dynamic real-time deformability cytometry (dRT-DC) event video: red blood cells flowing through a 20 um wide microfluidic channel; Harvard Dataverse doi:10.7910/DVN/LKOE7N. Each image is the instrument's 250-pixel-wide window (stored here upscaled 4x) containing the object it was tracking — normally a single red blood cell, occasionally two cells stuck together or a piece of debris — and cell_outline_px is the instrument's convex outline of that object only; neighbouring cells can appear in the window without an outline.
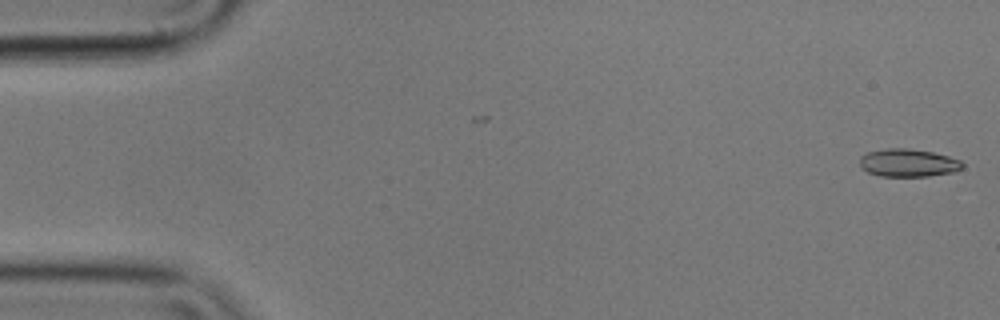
{"species": "common noctule bat (a hibernating species)", "species_latin": "Nyctalus noctula", "temperature_condition": "cold", "stored_images_in_passage": 4, "camera_frame_rate_fps": 3000, "um_per_image_px": 0.085, "animal": {"sex": "male", "body_mass_g": 17.9}, "frame": {"image": 1, "passage_image": 4, "time_ms": 1.0, "image_size_px": [1000, 320], "cell_outline_px": [[964, 168], [956, 172], [928, 176], [880, 176], [868, 172], [860, 168], [860, 156], [868, 152], [888, 148], [908, 148], [932, 152], [948, 156], [960, 160], [964, 164]], "centroid_in_image_um": [77.21, 13.85], "position_along_channel_um": 7.8, "area_um2": 16.82}}